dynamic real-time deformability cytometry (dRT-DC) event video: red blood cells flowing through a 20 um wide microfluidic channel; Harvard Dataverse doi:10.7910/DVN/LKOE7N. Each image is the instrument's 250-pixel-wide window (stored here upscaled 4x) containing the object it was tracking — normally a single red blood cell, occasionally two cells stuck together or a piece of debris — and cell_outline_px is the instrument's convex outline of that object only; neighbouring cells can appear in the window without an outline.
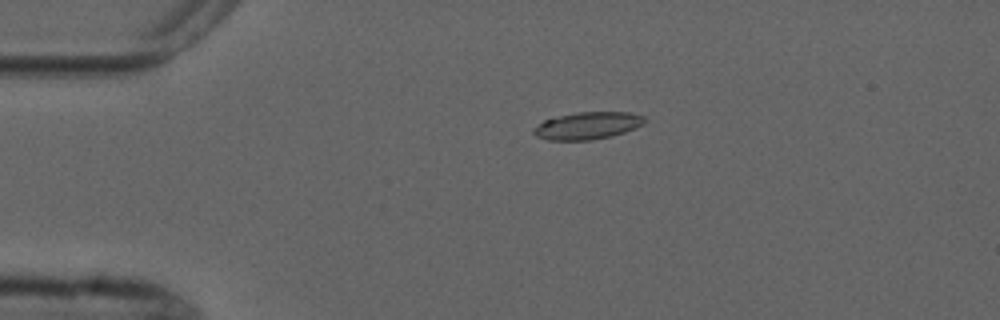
{"species": "common noctule bat (a hibernating species)", "species_latin": "Nyctalus noctula", "temperature_condition": "cold", "stored_images_in_passage": 4, "camera_frame_rate_fps": 3000, "um_per_image_px": 0.085, "animal": {"sex": "male", "forearm_length_mm": 52.5}, "frame": {"image": 1, "passage_image": 3, "time_ms": 2.0, "image_size_px": [1000, 320], "cell_outline_px": [[648, 120], [644, 124], [636, 128], [612, 136], [592, 140], [548, 140], [536, 136], [532, 132], [532, 128], [544, 120], [576, 112], [628, 112], [644, 116]], "centroid_in_image_um": [49.96, 10.68], "position_along_channel_um": 35.0, "area_um2": 17.74}}